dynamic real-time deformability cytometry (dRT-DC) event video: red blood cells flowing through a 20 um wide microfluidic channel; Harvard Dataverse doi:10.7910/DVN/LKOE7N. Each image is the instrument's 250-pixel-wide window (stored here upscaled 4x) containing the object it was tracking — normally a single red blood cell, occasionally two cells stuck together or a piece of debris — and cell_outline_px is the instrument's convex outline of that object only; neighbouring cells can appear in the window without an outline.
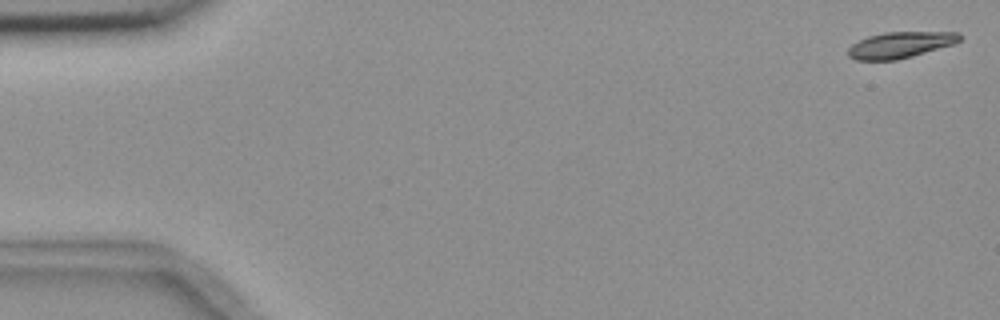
{"species": "common noctule bat (a hibernating species)", "species_latin": "Nyctalus noctula", "temperature_condition": "room temperature", "stored_images_in_passage": 4, "camera_frame_rate_fps": 3000, "um_per_image_px": 0.085, "animal": {"sex": "female", "body_mass_g": 18.4}, "frame": {"image": 1, "passage_image": 1, "time_ms": 0.0, "image_size_px": [1000, 320], "cell_outline_px": [[964, 36], [960, 40], [952, 44], [912, 56], [896, 60], [856, 60], [848, 56], [848, 48], [852, 44], [868, 36], [884, 32], [960, 32]], "centroid_in_image_um": [76.52, 3.81], "position_along_channel_um": 8.5, "area_um2": 16.94}}